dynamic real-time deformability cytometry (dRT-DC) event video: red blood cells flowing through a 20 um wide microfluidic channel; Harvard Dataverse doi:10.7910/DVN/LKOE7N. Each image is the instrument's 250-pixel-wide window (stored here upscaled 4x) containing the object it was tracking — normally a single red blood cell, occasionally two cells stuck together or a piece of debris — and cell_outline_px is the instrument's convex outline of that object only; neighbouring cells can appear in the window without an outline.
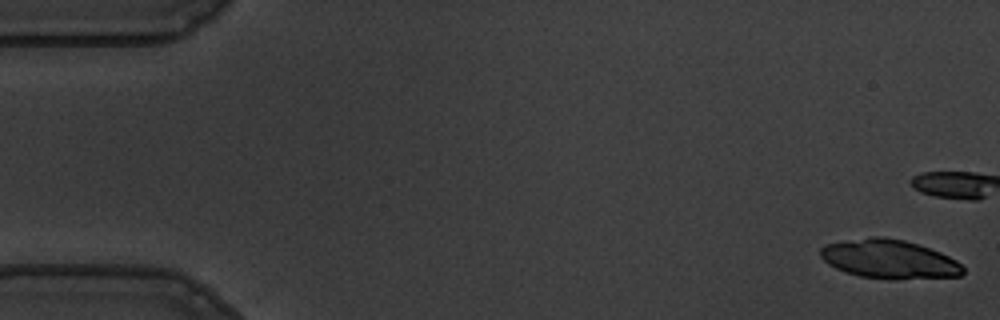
{"species": "common noctule bat (a hibernating species)", "species_latin": "Nyctalus noctula", "temperature_condition": "warm", "stored_images_in_passage": 25, "camera_frame_rate_fps": 3000, "um_per_image_px": 0.085, "animal": {"sex": "male", "body_mass_g": 19.5, "forearm_length_mm": 54.6}, "frame": {"image": 1, "passage_image": 1, "time_ms": 0.0, "image_size_px": [1000, 320], "cell_outline_px": [[964, 272], [960, 276], [860, 276], [836, 268], [828, 264], [820, 256], [820, 248], [824, 244], [872, 236], [884, 236], [904, 240], [940, 252], [956, 260], [964, 268]], "centroid_in_image_um": [75.52, 21.96], "position_along_channel_um": 9.5, "area_um2": 30.87}}